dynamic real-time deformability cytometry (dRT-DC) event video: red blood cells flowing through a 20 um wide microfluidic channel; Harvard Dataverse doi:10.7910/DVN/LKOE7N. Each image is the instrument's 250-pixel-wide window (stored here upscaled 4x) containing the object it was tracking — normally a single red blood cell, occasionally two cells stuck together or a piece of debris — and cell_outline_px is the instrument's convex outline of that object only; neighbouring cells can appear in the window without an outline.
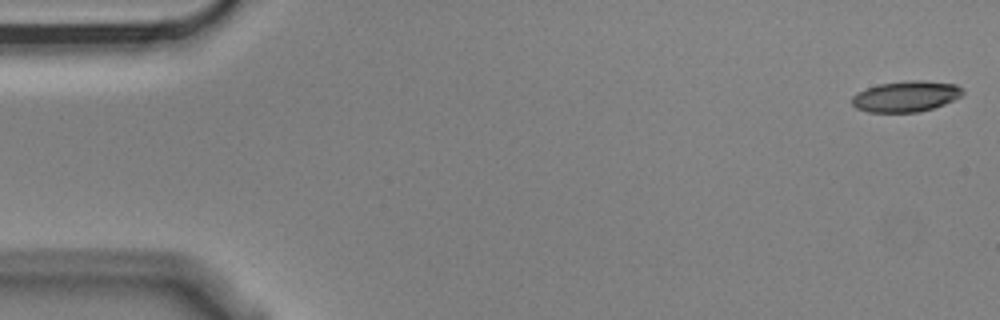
{"species": "Egyptian fruit bat (a non-hibernating species)", "species_latin": "Rousettus aegyptiacus", "temperature_condition": "cold", "stored_images_in_passage": 5, "camera_frame_rate_fps": 3000, "um_per_image_px": 0.085, "animal": {"sex": "male"}, "frame": {"image": 1, "passage_image": 1, "time_ms": 0.0, "image_size_px": [1000, 320], "cell_outline_px": [[964, 92], [960, 96], [944, 104], [920, 112], [868, 112], [856, 108], [852, 104], [852, 96], [856, 92], [880, 84], [904, 80], [920, 80], [956, 84]], "centroid_in_image_um": [76.97, 8.19], "position_along_channel_um": 8.0, "area_um2": 19.83}}
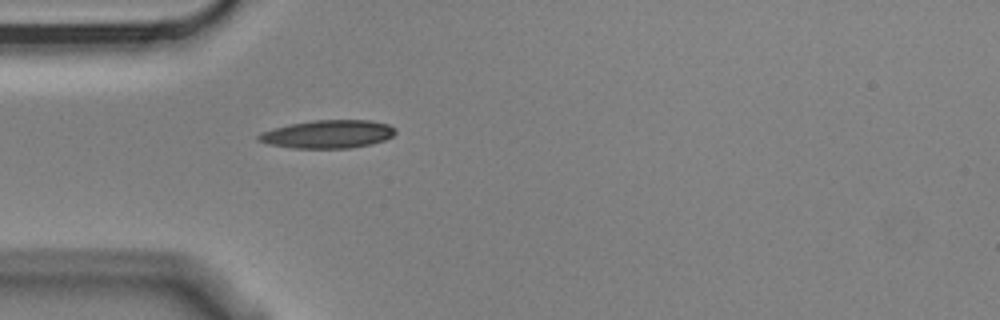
{"frame": {"image": 2, "passage_image": 5, "time_ms": 1.333, "image_size_px": [1000, 320], "cell_outline_px": [[396, 132], [392, 136], [384, 140], [372, 144], [352, 148], [292, 148], [268, 144], [256, 140], [256, 136], [260, 132], [272, 128], [288, 124], [312, 120], [368, 120], [388, 124], [396, 128]], "centroid_in_image_um": [27.83, 11.4], "position_along_channel_um": 57.2, "area_um2": 22.72}}